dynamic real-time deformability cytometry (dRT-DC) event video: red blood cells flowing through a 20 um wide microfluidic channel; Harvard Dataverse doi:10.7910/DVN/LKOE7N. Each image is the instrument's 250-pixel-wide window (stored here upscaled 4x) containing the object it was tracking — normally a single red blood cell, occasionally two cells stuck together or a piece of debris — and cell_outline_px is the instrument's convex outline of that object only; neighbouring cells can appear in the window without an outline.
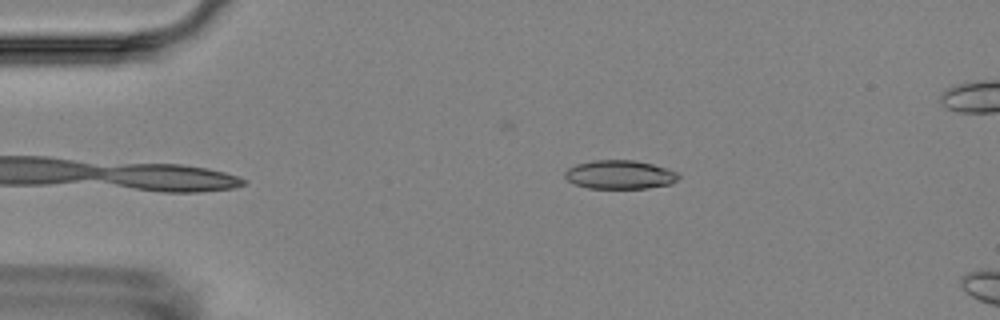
{"species": "Egyptian fruit bat (a non-hibernating species)", "species_latin": "Rousettus aegyptiacus", "temperature_condition": "room temperature", "stored_images_in_passage": 5, "camera_frame_rate_fps": 3000, "um_per_image_px": 0.085, "animal": {"sex": "female"}, "frame": {"image": 1, "passage_image": 5, "time_ms": 4.667, "image_size_px": [1000, 320], "cell_outline_px": [[680, 176], [672, 184], [648, 188], [588, 188], [576, 184], [568, 180], [564, 176], [564, 172], [568, 168], [576, 164], [592, 160], [636, 160], [668, 168], [676, 172]], "centroid_in_image_um": [52.69, 14.84], "position_along_channel_um": 32.3, "area_um2": 19.07}}